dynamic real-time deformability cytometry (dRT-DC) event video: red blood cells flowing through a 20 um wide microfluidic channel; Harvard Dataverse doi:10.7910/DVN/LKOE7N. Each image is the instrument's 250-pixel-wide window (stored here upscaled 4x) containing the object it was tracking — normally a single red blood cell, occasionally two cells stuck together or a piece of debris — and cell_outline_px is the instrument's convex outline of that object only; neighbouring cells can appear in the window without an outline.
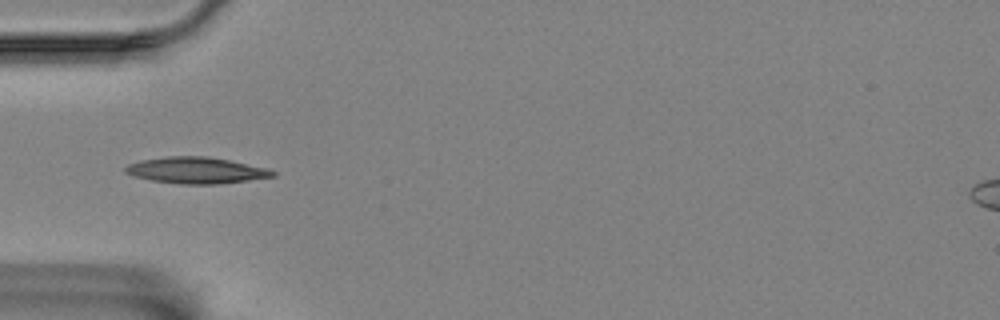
{"species": "Egyptian fruit bat (a non-hibernating species)", "species_latin": "Rousettus aegyptiacus", "temperature_condition": "room temperature", "stored_images_in_passage": 21, "camera_frame_rate_fps": 3000, "um_per_image_px": 0.085, "animal": {"sex": "female"}, "frame": {"image": 1, "passage_image": 1, "time_ms": 0.0, "image_size_px": [1000, 320], "cell_outline_px": [[276, 176], [220, 184], [180, 184], [152, 180], [132, 176], [124, 172], [124, 168], [128, 164], [140, 160], [168, 156], [208, 156], [268, 168], [276, 172]], "centroid_in_image_um": [16.66, 14.48], "position_along_channel_um": 68.3, "area_um2": 22.66}}
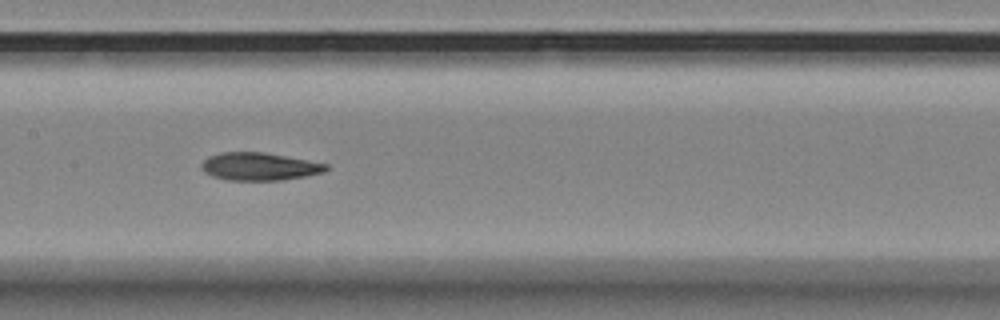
{"frame": {"image": 2, "passage_image": 11, "time_ms": 3.333, "image_size_px": [1000, 320], "cell_outline_px": [[328, 168], [324, 172], [304, 176], [280, 180], [228, 180], [212, 176], [204, 172], [200, 164], [208, 156], [220, 152], [264, 152], [328, 164]], "centroid_in_image_um": [22.0, 14.15], "position_along_channel_um": 185.4, "area_um2": 20.06}}
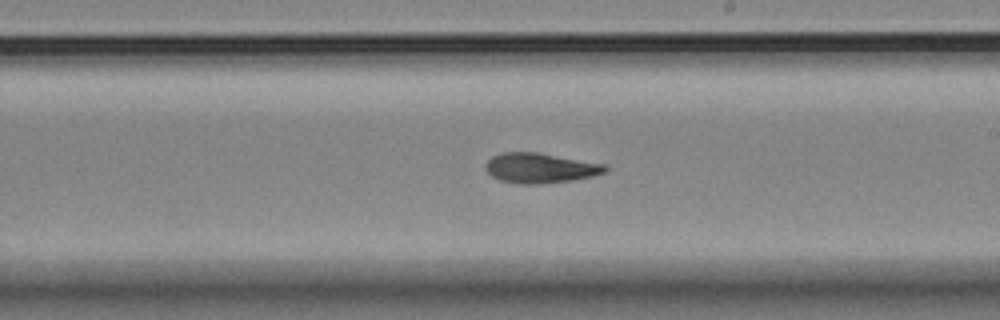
{"frame": {"image": 3, "passage_image": 16, "time_ms": 5.0, "image_size_px": [1000, 320], "cell_outline_px": [[608, 168], [604, 172], [592, 176], [572, 180], [536, 184], [516, 184], [500, 180], [492, 176], [484, 168], [488, 160], [492, 156], [504, 152], [536, 152], [608, 164]], "centroid_in_image_um": [45.92, 14.28], "position_along_channel_um": 243.1, "area_um2": 20.92}}